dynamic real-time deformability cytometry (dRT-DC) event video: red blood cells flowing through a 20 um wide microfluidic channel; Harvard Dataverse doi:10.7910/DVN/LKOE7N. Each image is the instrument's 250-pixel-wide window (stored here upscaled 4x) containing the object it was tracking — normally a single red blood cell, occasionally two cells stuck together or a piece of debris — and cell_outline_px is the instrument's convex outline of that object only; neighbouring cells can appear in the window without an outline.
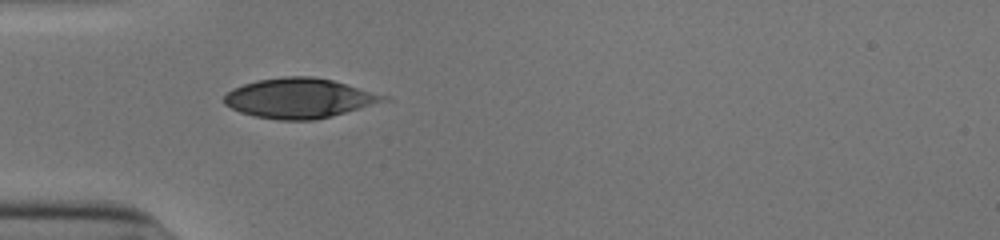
{"species": "human", "species_latin": "Homo sapiens", "temperature_condition": "cold", "stored_images_in_passage": 37, "camera_frame_rate_fps": 3000, "um_per_image_px": 0.085, "donor": {"sex": "male"}, "frame": {"image": 1, "passage_image": 1, "time_ms": 0.0, "image_size_px": [1000, 240], "cell_outline_px": [[392, 100], [332, 116], [312, 120], [280, 120], [256, 116], [240, 112], [224, 104], [224, 96], [232, 88], [256, 80], [284, 76], [312, 76], [332, 80], [388, 96]], "centroid_in_image_um": [25.46, 8.34], "position_along_channel_um": 59.5, "area_um2": 36.99}}
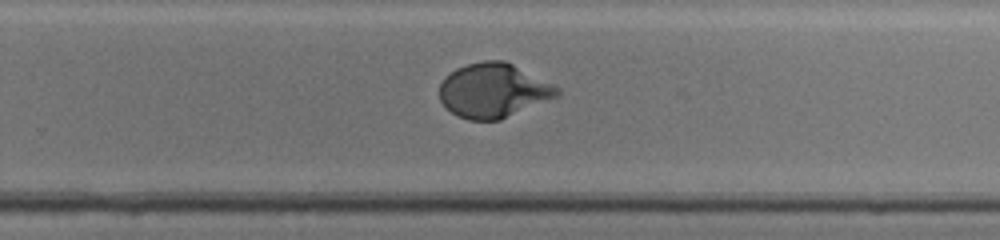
{"frame": {"image": 2, "passage_image": 19, "time_ms": 6.0, "image_size_px": [1000, 240], "cell_outline_px": [[560, 96], [500, 120], [468, 120], [456, 116], [440, 100], [440, 84], [456, 68], [468, 64], [484, 60], [504, 60], [560, 88]], "centroid_in_image_um": [41.96, 7.71], "position_along_channel_um": 287.8, "area_um2": 36.99}}
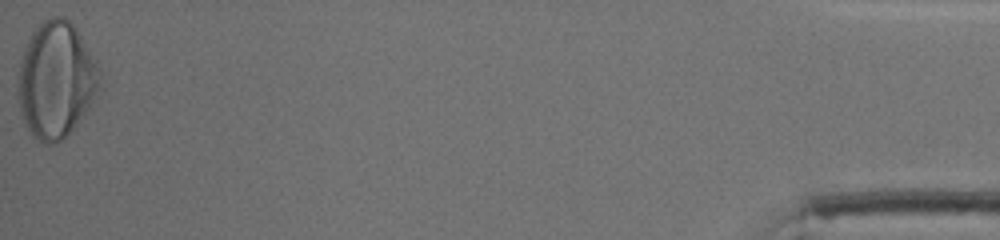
{"frame": {"image": 3, "passage_image": 37, "time_ms": 12.0, "image_size_px": [1000, 240], "cell_outline_px": [[100, 72], [96, 88], [88, 108], [76, 124], [60, 140], [48, 144], [44, 144], [32, 136], [24, 124], [20, 112], [16, 88], [16, 80], [20, 56], [32, 32], [44, 20], [52, 16], [60, 16], [68, 20], [76, 28], [100, 68]], "centroid_in_image_um": [4.68, 6.78], "position_along_channel_um": 430.5, "area_um2": 54.97}, "authors_computed_cell_mechanics": {"area_um2": 36.9342, "velocity_mm_per_s": 3.8908, "shape_relaxation_time_tau1_ms": 4.7837, "shape_relaxation_time_tau2_ms": null, "deformation_change_tau1": 0.2241, "deformation_change_tau2": null}}